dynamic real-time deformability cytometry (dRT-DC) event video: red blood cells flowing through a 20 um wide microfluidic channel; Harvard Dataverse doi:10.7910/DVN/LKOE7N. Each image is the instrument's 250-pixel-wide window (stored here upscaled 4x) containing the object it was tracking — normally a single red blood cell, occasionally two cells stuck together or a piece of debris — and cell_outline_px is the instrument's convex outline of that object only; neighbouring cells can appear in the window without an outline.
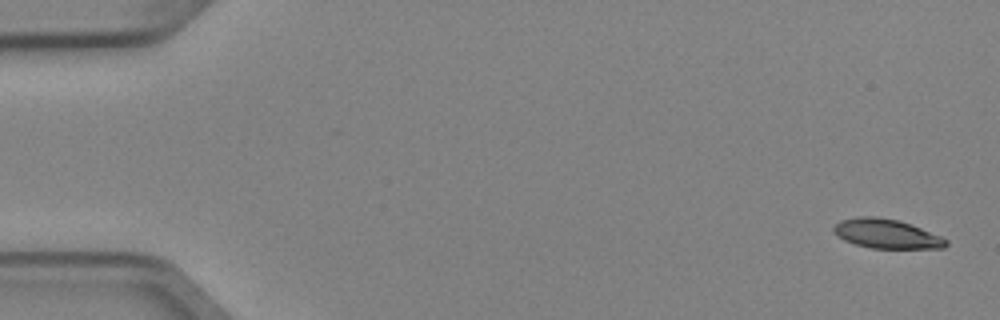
{"species": "Egyptian fruit bat (a non-hibernating species)", "species_latin": "Rousettus aegyptiacus", "temperature_condition": "cold", "stored_images_in_passage": 4, "camera_frame_rate_fps": 3000, "um_per_image_px": 0.085, "animal": {"sex": "female"}, "frame": {"image": 1, "passage_image": 1, "time_ms": 0.0, "image_size_px": [1000, 320], "cell_outline_px": [[948, 244], [944, 248], [872, 248], [856, 244], [844, 240], [832, 232], [832, 228], [840, 220], [860, 216], [876, 216], [896, 220], [920, 228], [940, 236], [948, 240]], "centroid_in_image_um": [75.32, 19.87], "position_along_channel_um": 9.7, "area_um2": 18.96}}